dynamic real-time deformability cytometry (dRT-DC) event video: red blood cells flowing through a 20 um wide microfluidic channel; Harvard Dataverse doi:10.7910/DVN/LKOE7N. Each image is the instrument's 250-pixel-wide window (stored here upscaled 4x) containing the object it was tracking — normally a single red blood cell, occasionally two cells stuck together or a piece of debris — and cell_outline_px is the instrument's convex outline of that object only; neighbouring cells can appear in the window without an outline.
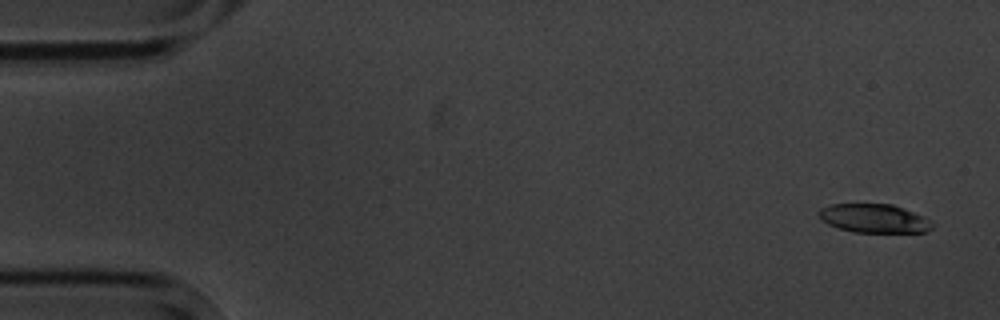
{"species": "common noctule bat (a hibernating species)", "species_latin": "Nyctalus noctula", "temperature_condition": "cold", "stored_images_in_passage": 4, "camera_frame_rate_fps": 3000, "um_per_image_px": 0.085, "animal": {"sex": "male", "body_mass_g": 20.1, "forearm_length_mm": 53.5}, "frame": {"image": 1, "passage_image": 1, "time_ms": 0.0, "image_size_px": [1000, 320], "cell_outline_px": [[932, 228], [924, 232], [856, 232], [840, 228], [828, 224], [820, 220], [816, 212], [820, 208], [832, 204], [892, 204], [912, 212], [920, 216], [932, 224]], "centroid_in_image_um": [74.2, 18.56], "position_along_channel_um": 10.8, "area_um2": 18.67}}